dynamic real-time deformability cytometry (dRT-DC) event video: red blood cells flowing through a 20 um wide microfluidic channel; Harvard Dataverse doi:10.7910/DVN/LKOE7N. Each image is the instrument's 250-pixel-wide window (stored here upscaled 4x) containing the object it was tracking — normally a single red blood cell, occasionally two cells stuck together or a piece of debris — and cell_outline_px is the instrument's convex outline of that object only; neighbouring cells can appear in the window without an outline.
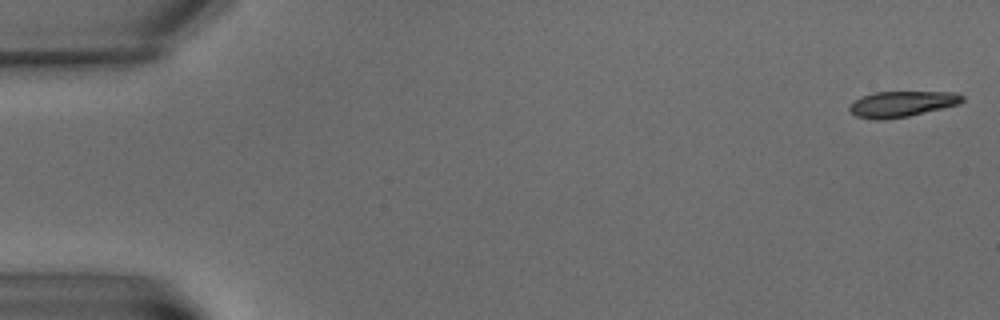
{"species": "common noctule bat (a hibernating species)", "species_latin": "Nyctalus noctula", "temperature_condition": "warm", "stored_images_in_passage": 6, "camera_frame_rate_fps": 3000, "um_per_image_px": 0.085, "animal": {"sex": "male", "body_mass_g": 15.6}, "frame": {"image": 1, "passage_image": 1, "time_ms": 0.0, "image_size_px": [1000, 320], "cell_outline_px": [[964, 100], [960, 104], [908, 116], [884, 120], [876, 120], [856, 116], [848, 108], [860, 96], [872, 92], [956, 92], [964, 96]], "centroid_in_image_um": [76.67, 8.83], "position_along_channel_um": 8.3, "area_um2": 16.94}}
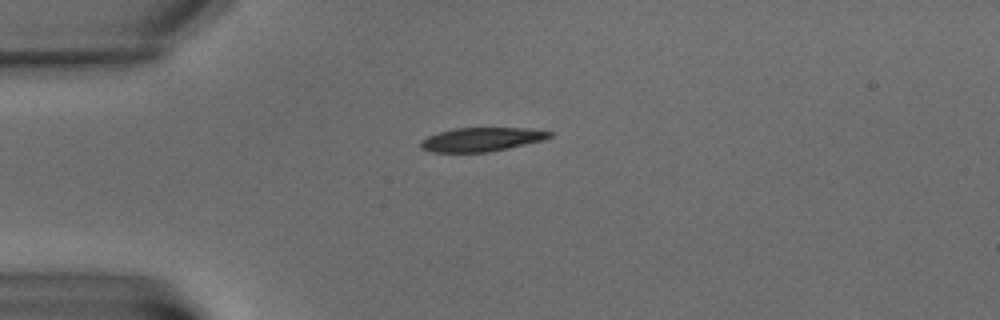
{"frame": {"image": 2, "passage_image": 5, "time_ms": 5.667, "image_size_px": [1000, 320], "cell_outline_px": [[556, 132], [552, 136], [544, 140], [508, 148], [488, 152], [432, 152], [420, 148], [420, 140], [428, 136], [440, 132], [456, 128], [532, 128]], "centroid_in_image_um": [40.98, 11.85], "position_along_channel_um": 44.0, "area_um2": 18.03}}